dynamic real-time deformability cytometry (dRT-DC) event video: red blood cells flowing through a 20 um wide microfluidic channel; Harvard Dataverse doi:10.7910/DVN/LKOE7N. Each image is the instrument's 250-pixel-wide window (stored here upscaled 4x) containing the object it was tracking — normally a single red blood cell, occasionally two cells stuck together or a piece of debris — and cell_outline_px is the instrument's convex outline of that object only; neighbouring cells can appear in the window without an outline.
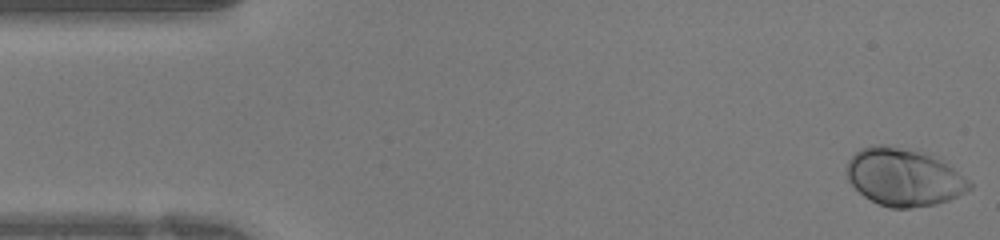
{"species": "human", "species_latin": "Homo sapiens", "temperature_condition": "warm", "stored_images_in_passage": 41, "camera_frame_rate_fps": 3000, "um_per_image_px": 0.085, "donor": {"sex": "female"}, "frame": {"image": 1, "passage_image": 1, "time_ms": 0.0, "image_size_px": [1000, 240], "cell_outline_px": [[972, 188], [948, 200], [936, 204], [912, 208], [892, 208], [880, 204], [864, 196], [848, 180], [848, 160], [860, 148], [872, 144], [884, 144], [924, 152], [940, 160], [952, 168], [968, 180], [972, 184]], "centroid_in_image_um": [76.81, 15.05], "position_along_channel_um": 8.2, "area_um2": 40.75}}
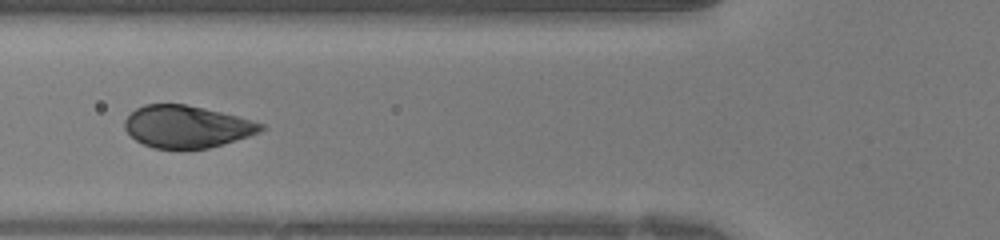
{"frame": {"image": 2, "passage_image": 15, "time_ms": 4.667, "image_size_px": [1000, 240], "cell_outline_px": [[264, 128], [260, 132], [248, 136], [208, 148], [152, 148], [136, 140], [124, 128], [124, 120], [136, 108], [144, 104], [184, 104], [204, 108], [236, 116], [264, 124]], "centroid_in_image_um": [15.84, 10.75], "position_along_channel_um": 110.0, "area_um2": 33.0}}
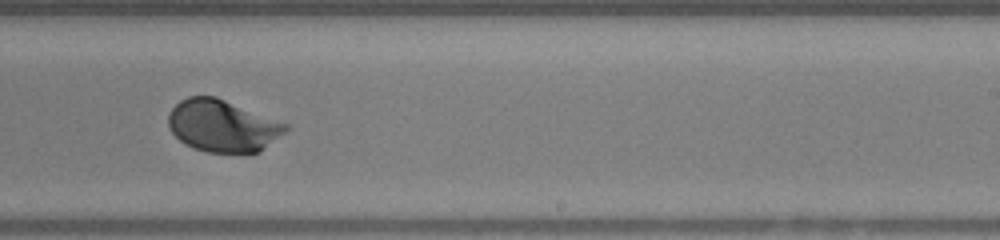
{"frame": {"image": 3, "passage_image": 25, "time_ms": 8.0, "image_size_px": [1000, 240], "cell_outline_px": [[288, 128], [284, 132], [260, 152], [208, 152], [192, 148], [184, 144], [172, 132], [168, 124], [168, 116], [172, 108], [180, 100], [188, 96], [216, 96], [288, 124]], "centroid_in_image_um": [18.89, 10.69], "position_along_channel_um": 270.1, "area_um2": 35.37}}